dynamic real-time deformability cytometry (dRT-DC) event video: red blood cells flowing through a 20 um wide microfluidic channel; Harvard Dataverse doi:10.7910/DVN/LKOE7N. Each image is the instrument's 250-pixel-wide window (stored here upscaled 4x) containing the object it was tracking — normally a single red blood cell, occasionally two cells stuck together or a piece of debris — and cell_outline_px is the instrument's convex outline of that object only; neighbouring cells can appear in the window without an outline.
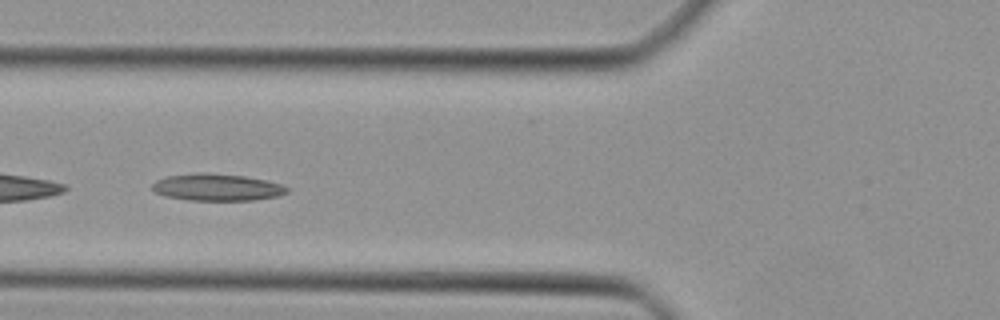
{"species": "Egyptian fruit bat (a non-hibernating species)", "species_latin": "Rousettus aegyptiacus", "temperature_condition": "cold", "stored_images_in_passage": 31, "camera_frame_rate_fps": 3000, "um_per_image_px": 0.085, "animal": {"sex": "female"}, "frame": {"image": 1, "passage_image": 9, "time_ms": 2.667, "image_size_px": [1000, 320], "cell_outline_px": [[288, 192], [276, 196], [252, 200], [188, 200], [164, 196], [156, 192], [152, 188], [152, 184], [156, 180], [164, 176], [192, 172], [208, 172], [244, 176], [264, 180], [280, 184], [288, 188]], "centroid_in_image_um": [18.37, 15.9], "position_along_channel_um": 107.4, "area_um2": 21.27}}
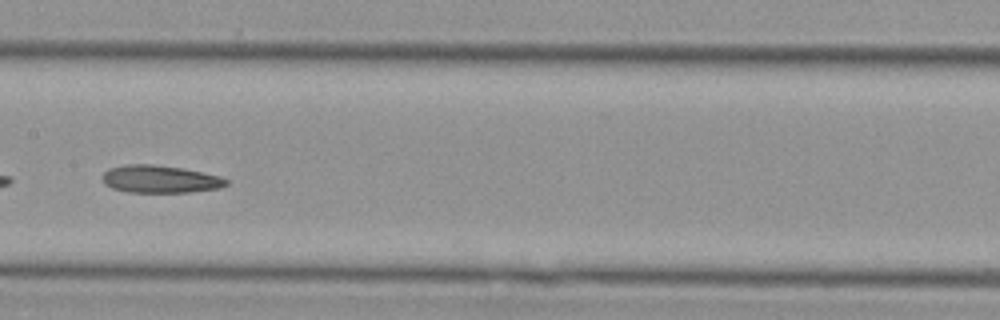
{"frame": {"image": 2, "passage_image": 15, "time_ms": 4.667, "image_size_px": [1000, 320], "cell_outline_px": [[228, 184], [220, 188], [188, 192], [128, 192], [112, 188], [104, 184], [104, 172], [108, 168], [124, 164], [152, 164], [180, 168], [220, 176], [228, 180]], "centroid_in_image_um": [13.59, 15.22], "position_along_channel_um": 193.8, "area_um2": 19.77}}
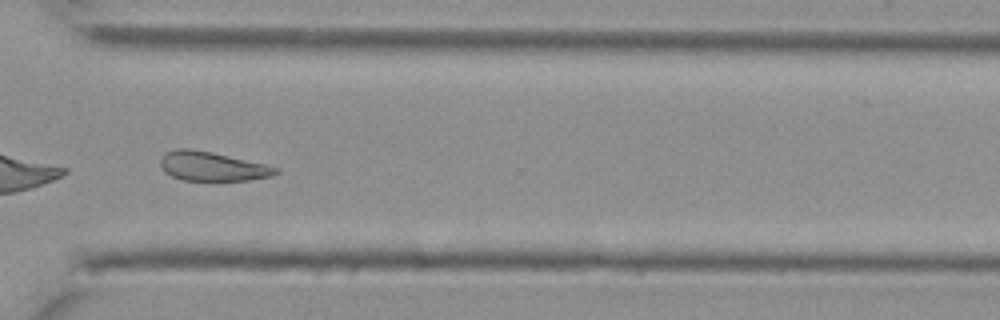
{"frame": {"image": 3, "passage_image": 26, "time_ms": 8.333, "image_size_px": [1000, 320], "cell_outline_px": [[280, 172], [272, 176], [248, 180], [184, 180], [172, 176], [164, 172], [160, 164], [160, 160], [168, 152], [176, 148], [188, 148], [212, 152], [264, 164], [280, 168]], "centroid_in_image_um": [18.06, 14.14], "position_along_channel_um": 352.5, "area_um2": 19.42}}